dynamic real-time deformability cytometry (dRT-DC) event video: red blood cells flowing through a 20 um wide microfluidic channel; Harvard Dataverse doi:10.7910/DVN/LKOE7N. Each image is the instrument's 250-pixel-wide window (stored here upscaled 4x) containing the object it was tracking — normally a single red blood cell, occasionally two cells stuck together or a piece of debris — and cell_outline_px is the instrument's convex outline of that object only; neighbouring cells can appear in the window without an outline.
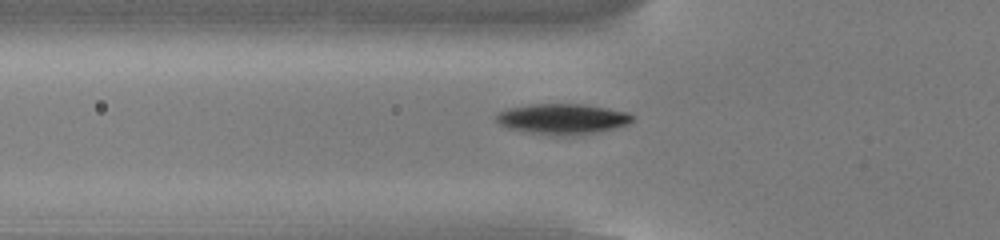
{"species": "common noctule bat (a hibernating species)", "species_latin": "Nyctalus noctula", "temperature_condition": "cold", "stored_images_in_passage": 37, "camera_frame_rate_fps": 3000, "um_per_image_px": 0.085, "animal": {"sex": "male", "body_mass_g": 13.0, "forearm_length_mm": 53.1}, "frame": {"image": 1, "passage_image": 2, "time_ms": 0.333, "image_size_px": [1000, 240], "cell_outline_px": [[632, 120], [628, 124], [596, 132], [560, 136], [528, 132], [508, 128], [500, 124], [496, 120], [496, 116], [500, 112], [508, 108], [532, 104], [584, 104], [628, 112], [632, 116]], "centroid_in_image_um": [47.79, 10.1], "position_along_channel_um": 78.0, "area_um2": 23.81}}
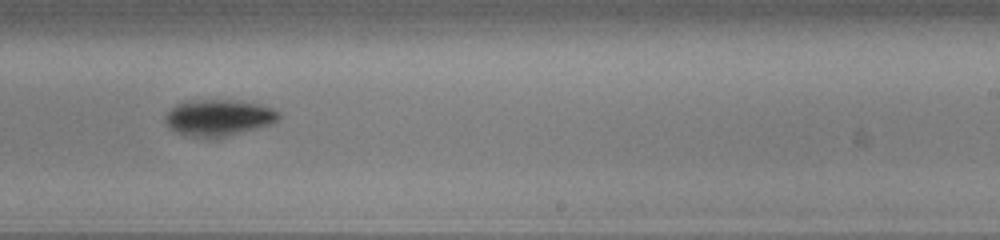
{"frame": {"image": 2, "passage_image": 17, "time_ms": 5.333, "image_size_px": [1000, 240], "cell_outline_px": [[280, 116], [272, 124], [212, 140], [184, 136], [168, 128], [164, 120], [164, 116], [176, 104], [188, 100], [232, 100], [260, 104], [272, 108]], "centroid_in_image_um": [18.51, 10.03], "position_along_channel_um": 270.5, "area_um2": 24.45}}
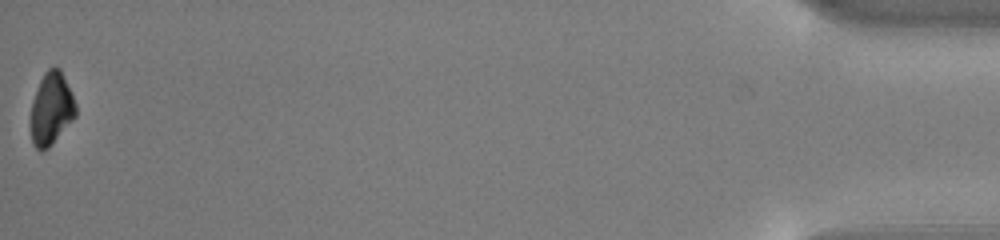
{"frame": {"image": 3, "passage_image": 37, "time_ms": 12.0, "image_size_px": [1000, 240], "cell_outline_px": [[76, 116], [48, 148], [40, 152], [32, 144], [32, 100], [40, 80], [44, 72], [48, 68], [60, 68], [76, 104]], "centroid_in_image_um": [4.36, 9.25], "position_along_channel_um": 430.8, "area_um2": 18.67}, "authors_computed_cell_mechanics": {"area_um2": 22.7154, "velocity_mm_per_s": 3.8511, "shape_relaxation_time_tau1_ms": 1.695, "shape_relaxation_time_tau2_ms": null, "deformation_change_tau1": 0.0954, "deformation_change_tau2": null}}